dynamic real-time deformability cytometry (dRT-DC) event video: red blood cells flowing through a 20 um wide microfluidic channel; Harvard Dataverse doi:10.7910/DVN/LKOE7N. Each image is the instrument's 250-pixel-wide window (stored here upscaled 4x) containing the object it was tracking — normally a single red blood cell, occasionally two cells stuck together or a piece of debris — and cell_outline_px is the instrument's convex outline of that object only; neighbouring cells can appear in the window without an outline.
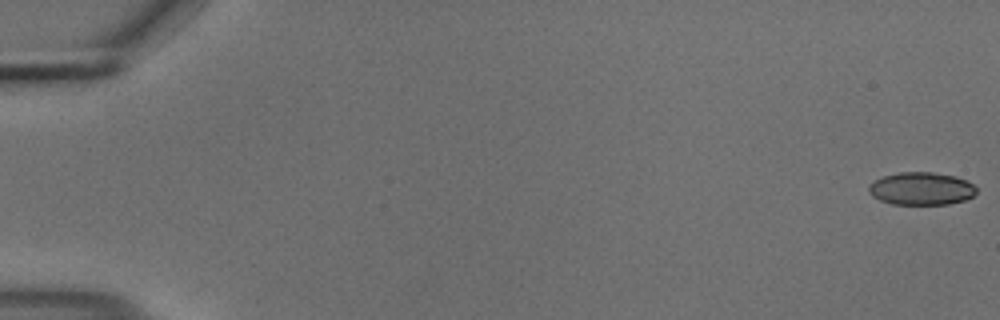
{"species": "common noctule bat (a hibernating species)", "species_latin": "Nyctalus noctula", "temperature_condition": "cold", "stored_images_in_passage": 56, "camera_frame_rate_fps": 3000, "um_per_image_px": 0.085, "animal": {"sex": "male", "body_mass_g": 18.8}, "frame": {"image": 1, "passage_image": 1, "time_ms": 0.0, "image_size_px": [1000, 320], "cell_outline_px": [[976, 192], [972, 196], [964, 200], [948, 204], [892, 204], [880, 200], [872, 196], [868, 192], [868, 188], [876, 180], [884, 176], [900, 172], [932, 172], [956, 176], [968, 180], [976, 188]], "centroid_in_image_um": [78.33, 16.03], "position_along_channel_um": 6.7, "area_um2": 20.46}}
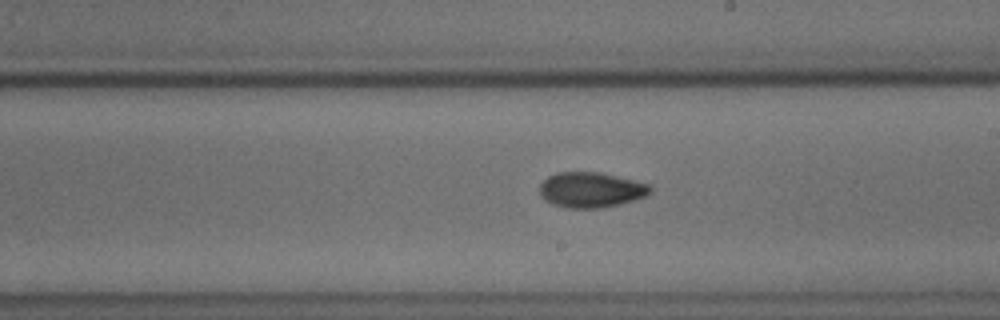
{"frame": {"image": 2, "passage_image": 33, "time_ms": 10.667, "image_size_px": [1000, 320], "cell_outline_px": [[652, 192], [644, 196], [620, 204], [600, 208], [568, 208], [552, 204], [544, 200], [540, 196], [540, 184], [548, 176], [556, 172], [600, 172], [648, 184], [652, 188]], "centroid_in_image_um": [50.19, 16.14], "position_along_channel_um": 238.8, "area_um2": 22.72}}
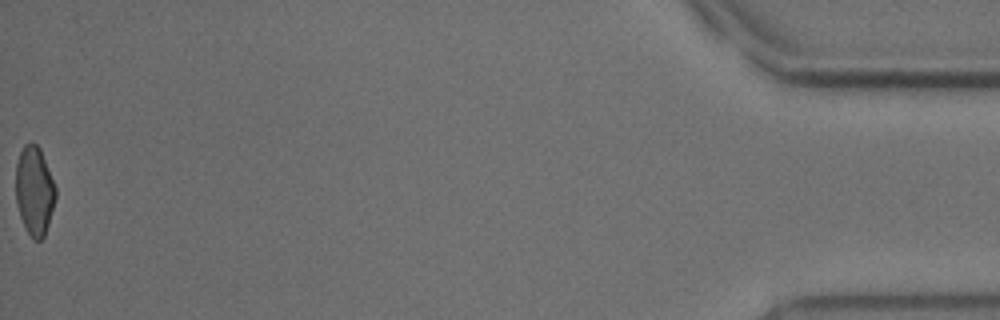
{"frame": {"image": 3, "passage_image": 56, "time_ms": 18.333, "image_size_px": [1000, 320], "cell_outline_px": [[56, 196], [48, 224], [44, 236], [40, 240], [32, 240], [24, 228], [16, 204], [16, 164], [20, 152], [24, 144], [32, 140], [40, 148], [56, 188]], "centroid_in_image_um": [2.91, 16.21], "position_along_channel_um": 432.3, "area_um2": 20.75}, "authors_computed_cell_mechanics": {"area_um2": 21.9062, "velocity_mm_per_s": 3.7118, "shape_relaxation_time_tau1_ms": 6.5704, "shape_relaxation_time_tau2_ms": 3.0142, "deformation_change_tau1": 0.1308, "deformation_change_tau2": 0.0686}}